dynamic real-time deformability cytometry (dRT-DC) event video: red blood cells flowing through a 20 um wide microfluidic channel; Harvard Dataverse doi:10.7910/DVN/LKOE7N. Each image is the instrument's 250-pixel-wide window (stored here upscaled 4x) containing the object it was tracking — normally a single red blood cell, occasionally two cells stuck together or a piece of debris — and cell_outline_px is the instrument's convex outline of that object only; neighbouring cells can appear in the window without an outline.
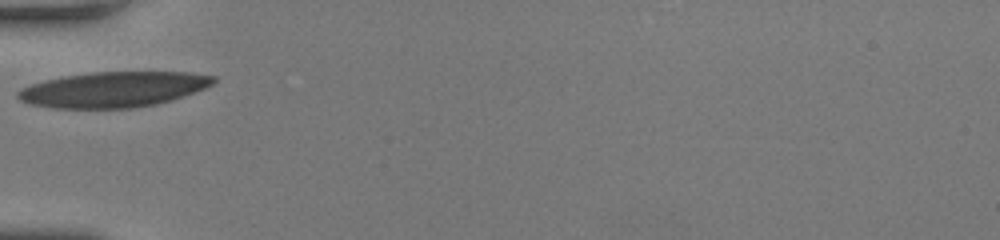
{"species": "human", "species_latin": "Homo sapiens", "temperature_condition": "room temperature", "stored_images_in_passage": 17, "camera_frame_rate_fps": 3000, "um_per_image_px": 0.085, "donor": {"sex": "female"}, "frame": {"image": 1, "passage_image": 1, "time_ms": 0.0, "image_size_px": [1000, 240], "cell_outline_px": [[216, 80], [212, 84], [204, 88], [172, 100], [156, 104], [132, 108], [52, 108], [28, 104], [20, 100], [16, 96], [16, 92], [20, 88], [44, 80], [64, 76], [92, 72], [188, 72], [216, 76]], "centroid_in_image_um": [9.6, 7.6], "position_along_channel_um": 75.4, "area_um2": 40.46}}